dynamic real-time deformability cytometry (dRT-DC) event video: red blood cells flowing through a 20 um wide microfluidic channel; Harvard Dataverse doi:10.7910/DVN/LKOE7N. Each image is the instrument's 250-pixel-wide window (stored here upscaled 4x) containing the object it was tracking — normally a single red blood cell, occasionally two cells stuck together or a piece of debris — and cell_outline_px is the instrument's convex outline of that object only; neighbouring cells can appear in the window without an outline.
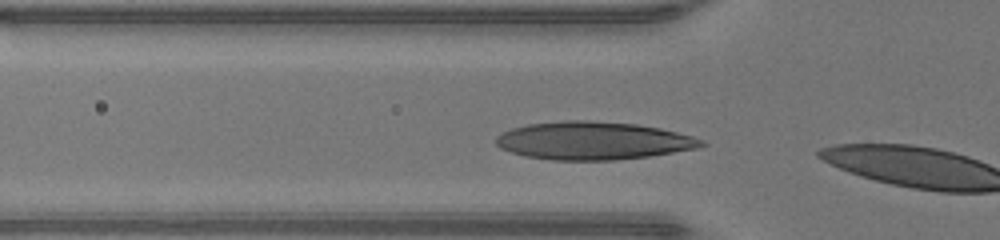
{"species": "human", "species_latin": "Homo sapiens", "temperature_condition": "warm", "stored_images_in_passage": 3, "camera_frame_rate_fps": 3000, "um_per_image_px": 0.085, "donor": {"sex": "male"}, "frame": {"image": 1, "passage_image": 2, "time_ms": 0.333, "image_size_px": [1000, 240], "cell_outline_px": [[708, 144], [700, 148], [648, 156], [616, 160], [552, 160], [528, 156], [512, 152], [500, 148], [496, 144], [496, 136], [500, 132], [512, 128], [528, 124], [564, 120], [584, 120], [636, 124], [660, 128], [692, 136], [704, 140]], "centroid_in_image_um": [50.43, 11.96], "position_along_channel_um": 75.4, "area_um2": 45.43}}